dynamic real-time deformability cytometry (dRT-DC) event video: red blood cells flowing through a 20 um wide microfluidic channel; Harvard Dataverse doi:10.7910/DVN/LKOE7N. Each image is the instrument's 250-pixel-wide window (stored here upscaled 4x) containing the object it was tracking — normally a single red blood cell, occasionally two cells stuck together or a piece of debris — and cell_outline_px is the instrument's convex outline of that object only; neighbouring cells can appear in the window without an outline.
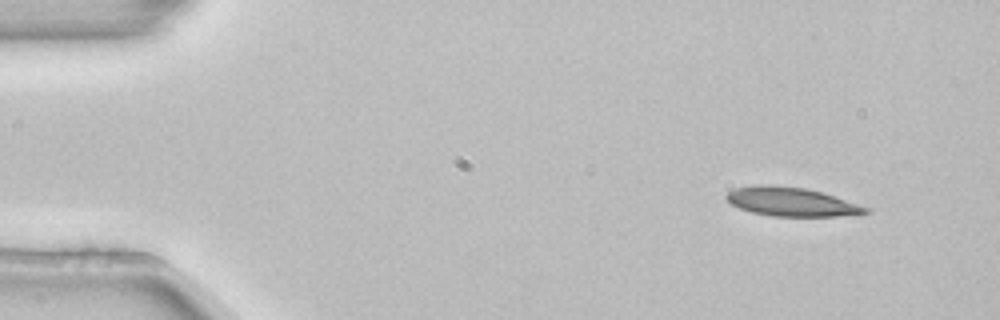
{"species": "common noctule bat (a hibernating species)", "species_latin": "Nyctalus noctula", "temperature_condition": "room temperature", "stored_images_in_passage": 3, "camera_frame_rate_fps": 3000, "um_per_image_px": 0.085, "animal": {"sex": "female", "body_mass_g": 22.7, "forearm_length_mm": 54.2}, "frame": {"image": 1, "passage_image": 1, "time_ms": 0.0, "image_size_px": [1000, 320], "cell_outline_px": [[872, 212], [836, 216], [772, 216], [752, 212], [740, 208], [732, 204], [724, 196], [728, 192], [736, 188], [756, 184], [768, 184], [804, 188], [820, 192], [872, 208]], "centroid_in_image_um": [67.27, 17.15], "position_along_channel_um": 17.7, "area_um2": 23.24}}